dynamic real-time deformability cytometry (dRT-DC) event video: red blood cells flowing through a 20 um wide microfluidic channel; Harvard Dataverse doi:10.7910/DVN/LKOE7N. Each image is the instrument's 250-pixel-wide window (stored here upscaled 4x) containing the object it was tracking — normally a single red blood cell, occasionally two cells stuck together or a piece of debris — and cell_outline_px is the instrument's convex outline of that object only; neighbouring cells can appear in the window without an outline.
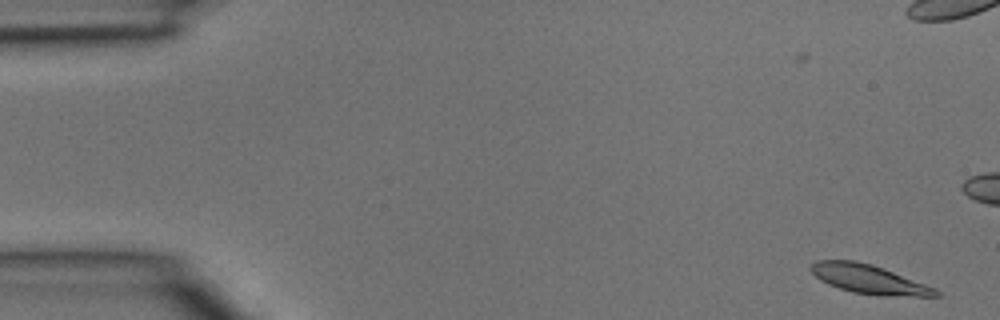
{"species": "common noctule bat (a hibernating species)", "species_latin": "Nyctalus noctula", "temperature_condition": "room temperature", "stored_images_in_passage": 6, "camera_frame_rate_fps": 3000, "um_per_image_px": 0.085, "animal": {"sex": "male", "body_mass_g": 15.6}, "frame": {"image": 1, "passage_image": 1, "time_ms": 0.0, "image_size_px": [1000, 320], "cell_outline_px": [[940, 296], [880, 296], [852, 292], [828, 284], [820, 280], [808, 268], [816, 260], [856, 260], [872, 264], [884, 268], [936, 288], [940, 292]], "centroid_in_image_um": [73.86, 23.73], "position_along_channel_um": 11.1, "area_um2": 21.21}}